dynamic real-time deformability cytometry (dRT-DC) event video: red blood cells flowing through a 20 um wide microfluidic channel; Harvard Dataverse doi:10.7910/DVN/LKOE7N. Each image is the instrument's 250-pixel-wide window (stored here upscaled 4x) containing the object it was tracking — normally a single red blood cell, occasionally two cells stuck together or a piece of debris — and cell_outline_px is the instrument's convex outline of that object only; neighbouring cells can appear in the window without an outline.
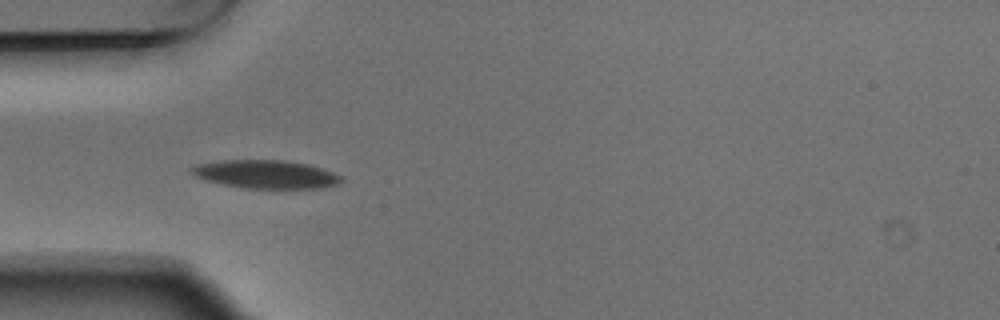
{"species": "Egyptian fruit bat (a non-hibernating species)", "species_latin": "Rousettus aegyptiacus", "temperature_condition": "warm", "stored_images_in_passage": 13, "camera_frame_rate_fps": 3000, "um_per_image_px": 0.085, "animal": {"sex": "male"}, "frame": {"image": 1, "passage_image": 4, "time_ms": 1.0, "image_size_px": [1000, 320], "cell_outline_px": [[344, 180], [336, 184], [324, 188], [244, 188], [224, 184], [208, 180], [196, 176], [192, 172], [192, 168], [196, 164], [224, 160], [284, 160], [308, 164], [332, 172], [340, 176]], "centroid_in_image_um": [22.63, 14.81], "position_along_channel_um": 62.4, "area_um2": 24.33}}
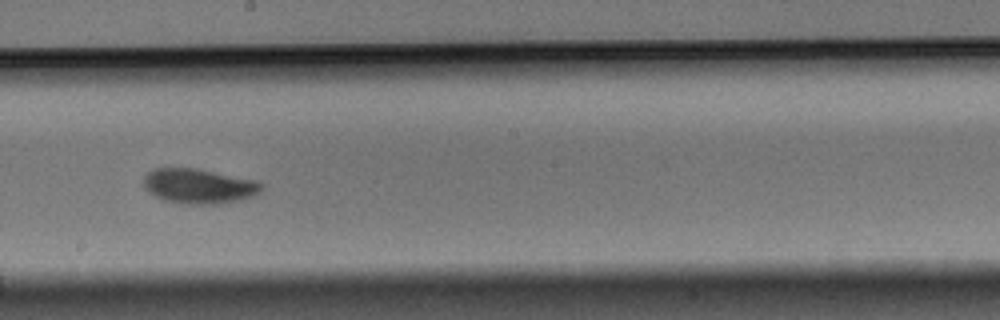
{"frame": {"image": 2, "passage_image": 8, "time_ms": 2.333, "image_size_px": [1000, 320], "cell_outline_px": [[264, 188], [256, 196], [240, 200], [220, 204], [180, 204], [164, 200], [148, 192], [144, 184], [144, 176], [148, 172], [156, 168], [196, 168], [256, 180], [264, 184]], "centroid_in_image_um": [16.95, 15.83], "position_along_channel_um": 231.2, "area_um2": 24.22}}
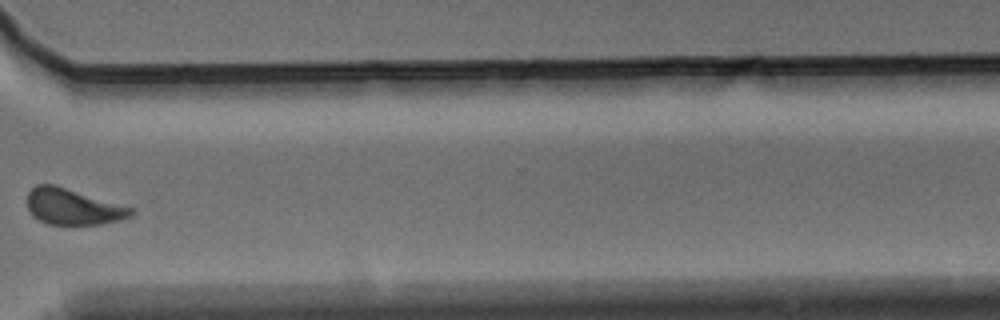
{"frame": {"image": 3, "passage_image": 11, "time_ms": 3.333, "image_size_px": [1000, 320], "cell_outline_px": [[136, 212], [132, 216], [120, 220], [100, 224], [48, 224], [32, 216], [28, 208], [28, 192], [36, 184], [56, 184], [136, 208]], "centroid_in_image_um": [6.25, 17.55], "position_along_channel_um": 364.3, "area_um2": 22.14}}